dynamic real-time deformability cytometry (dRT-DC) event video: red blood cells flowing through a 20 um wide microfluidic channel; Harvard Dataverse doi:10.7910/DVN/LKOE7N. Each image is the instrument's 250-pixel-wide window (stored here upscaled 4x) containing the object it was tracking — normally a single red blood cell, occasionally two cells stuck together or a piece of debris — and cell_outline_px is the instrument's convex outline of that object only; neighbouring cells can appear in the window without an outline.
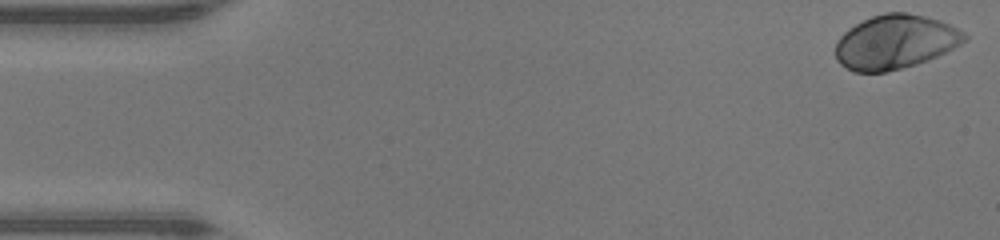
{"species": "human", "species_latin": "Homo sapiens", "temperature_condition": "warm", "stored_images_in_passage": 47, "camera_frame_rate_fps": 3000, "um_per_image_px": 0.085, "donor": {"sex": "male"}, "frame": {"image": 1, "passage_image": 1, "time_ms": 0.0, "image_size_px": [1000, 240], "cell_outline_px": [[968, 40], [928, 60], [916, 64], [884, 72], [856, 72], [840, 64], [836, 60], [836, 44], [840, 36], [848, 28], [872, 16], [884, 12], [904, 12], [924, 16], [940, 20], [964, 32], [968, 36]], "centroid_in_image_um": [76.08, 3.56], "position_along_channel_um": 8.9, "area_um2": 40.4}}
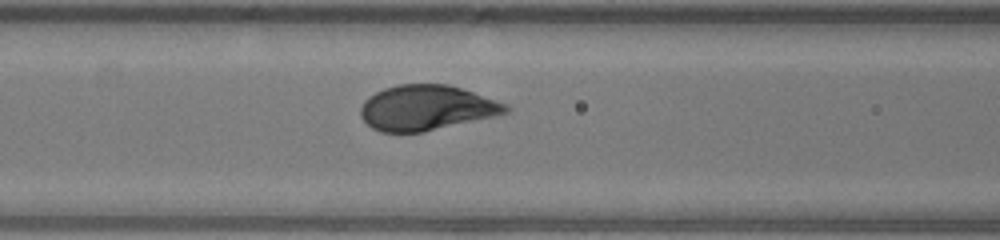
{"frame": {"image": 2, "passage_image": 19, "time_ms": 6.0, "image_size_px": [1000, 240], "cell_outline_px": [[512, 108], [508, 112], [496, 116], [424, 132], [380, 132], [372, 128], [360, 116], [360, 108], [364, 100], [368, 96], [384, 88], [396, 84], [448, 84], [508, 104]], "centroid_in_image_um": [36.24, 9.16], "position_along_channel_um": 130.4, "area_um2": 38.32}}
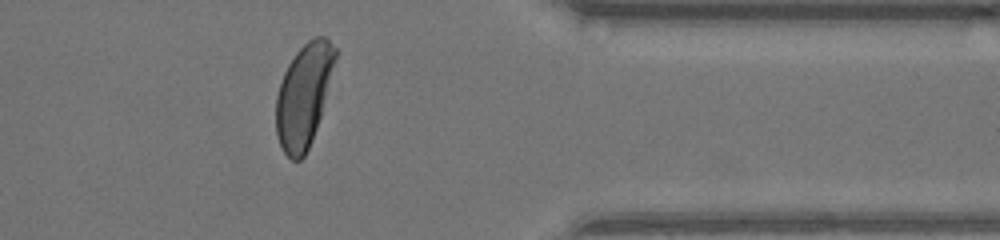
{"frame": {"image": 3, "passage_image": 38, "time_ms": 12.333, "image_size_px": [1000, 240], "cell_outline_px": [[336, 60], [320, 116], [316, 128], [308, 148], [304, 156], [300, 160], [292, 160], [284, 152], [276, 136], [276, 96], [284, 72], [288, 64], [296, 52], [312, 36], [324, 36], [336, 48]], "centroid_in_image_um": [25.81, 8.09], "position_along_channel_um": 385.6, "area_um2": 35.2}, "authors_computed_cell_mechanics": {"area_um2": 39.2462, "velocity_mm_per_s": 4.3199, "shape_relaxation_time_tau1_ms": 1.8859, "shape_relaxation_time_tau2_ms": null, "deformation_change_tau1": 0.1642, "deformation_change_tau2": null}}